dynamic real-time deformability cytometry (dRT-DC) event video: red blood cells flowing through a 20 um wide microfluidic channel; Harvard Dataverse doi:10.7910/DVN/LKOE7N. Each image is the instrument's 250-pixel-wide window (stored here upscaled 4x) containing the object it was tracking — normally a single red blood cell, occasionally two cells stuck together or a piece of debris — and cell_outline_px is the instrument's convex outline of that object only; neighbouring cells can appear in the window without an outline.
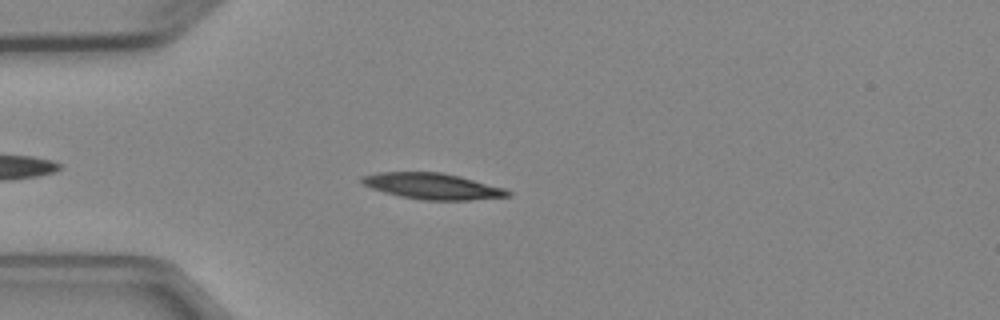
{"species": "Egyptian fruit bat (a non-hibernating species)", "species_latin": "Rousettus aegyptiacus", "temperature_condition": "cold", "stored_images_in_passage": 4, "camera_frame_rate_fps": 3000, "um_per_image_px": 0.085, "animal": {"sex": "female"}, "frame": {"image": 1, "passage_image": 4, "time_ms": 4.0, "image_size_px": [1000, 320], "cell_outline_px": [[512, 196], [468, 200], [424, 200], [400, 196], [384, 192], [372, 188], [364, 184], [360, 180], [360, 176], [380, 172], [440, 172], [460, 176], [504, 188], [512, 192]], "centroid_in_image_um": [36.77, 15.82], "position_along_channel_um": 48.2, "area_um2": 22.08}}